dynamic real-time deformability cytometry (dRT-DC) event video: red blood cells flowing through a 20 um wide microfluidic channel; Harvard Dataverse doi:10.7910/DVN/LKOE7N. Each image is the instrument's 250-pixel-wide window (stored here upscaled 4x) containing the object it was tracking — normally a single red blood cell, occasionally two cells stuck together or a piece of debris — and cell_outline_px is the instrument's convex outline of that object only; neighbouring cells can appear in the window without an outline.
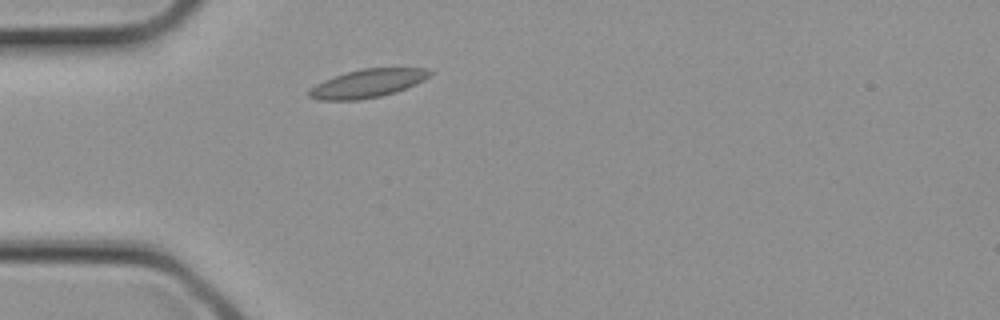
{"species": "common noctule bat (a hibernating species)", "species_latin": "Nyctalus noctula", "temperature_condition": "cold", "stored_images_in_passage": 1, "camera_frame_rate_fps": 3000, "um_per_image_px": 0.085, "animal": {"sex": "female", "body_mass_g": 21.9}, "frame": {"image": 1, "passage_image": 1, "time_ms": 0.0, "image_size_px": [1000, 320], "cell_outline_px": [[432, 72], [424, 80], [416, 84], [396, 92], [380, 96], [360, 100], [320, 100], [308, 96], [308, 92], [316, 84], [324, 80], [360, 68], [428, 68]], "centroid_in_image_um": [31.26, 7.09], "position_along_channel_um": 53.7, "area_um2": 19.77}}